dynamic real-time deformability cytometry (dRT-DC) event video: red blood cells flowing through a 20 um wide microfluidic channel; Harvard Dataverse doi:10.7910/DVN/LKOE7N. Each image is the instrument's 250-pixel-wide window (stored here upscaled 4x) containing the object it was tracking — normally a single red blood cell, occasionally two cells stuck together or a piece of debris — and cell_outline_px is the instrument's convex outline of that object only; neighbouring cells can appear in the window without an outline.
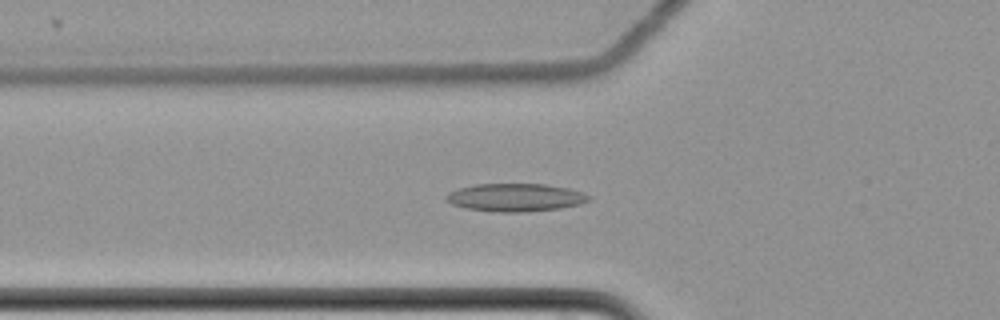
{"species": "common noctule bat (a hibernating species)", "species_latin": "Nyctalus noctula", "temperature_condition": "cold", "stored_images_in_passage": 62, "camera_frame_rate_fps": 3000, "um_per_image_px": 0.085, "animal": {"sex": "female", "body_mass_g": 22.7, "forearm_length_mm": 54.2}, "frame": {"image": 1, "passage_image": 24, "time_ms": 7.667, "image_size_px": [1000, 320], "cell_outline_px": [[592, 200], [580, 204], [560, 208], [520, 212], [492, 212], [464, 208], [452, 204], [448, 200], [448, 192], [460, 188], [476, 184], [548, 184], [568, 188], [592, 196]], "centroid_in_image_um": [43.85, 16.79], "position_along_channel_um": 82.0, "area_um2": 23.18}}
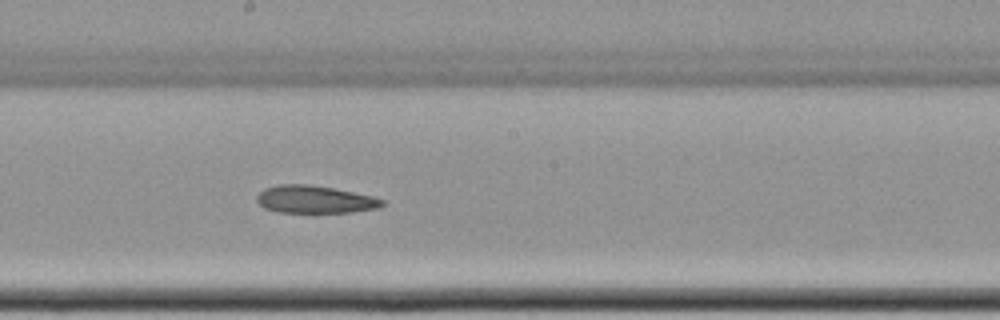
{"frame": {"image": 2, "passage_image": 36, "time_ms": 11.667, "image_size_px": [1000, 320], "cell_outline_px": [[384, 204], [380, 208], [352, 212], [276, 212], [264, 208], [256, 200], [256, 196], [264, 188], [280, 184], [308, 184], [332, 188], [372, 196], [384, 200]], "centroid_in_image_um": [26.74, 16.95], "position_along_channel_um": 221.5, "area_um2": 20.11}}
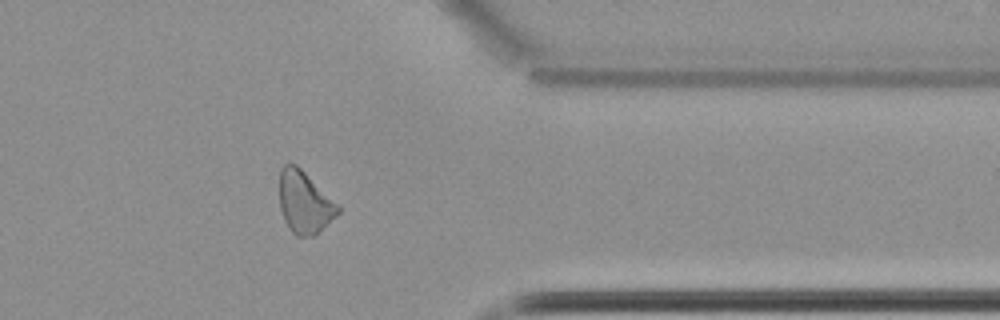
{"frame": {"image": 3, "passage_image": 51, "time_ms": 16.667, "image_size_px": [1000, 320], "cell_outline_px": [[340, 212], [336, 216], [312, 236], [296, 236], [292, 232], [284, 220], [280, 208], [280, 168], [284, 164], [296, 164], [340, 208]], "centroid_in_image_um": [25.84, 17.2], "position_along_channel_um": 385.6, "area_um2": 20.52}, "authors_computed_cell_mechanics": {"area_um2": 22.5998, "velocity_mm_per_s": 3.4941, "shape_relaxation_time_tau1_ms": null, "shape_relaxation_time_tau2_ms": 5.1643, "deformation_change_tau1": null, "deformation_change_tau2": 0.1326}}